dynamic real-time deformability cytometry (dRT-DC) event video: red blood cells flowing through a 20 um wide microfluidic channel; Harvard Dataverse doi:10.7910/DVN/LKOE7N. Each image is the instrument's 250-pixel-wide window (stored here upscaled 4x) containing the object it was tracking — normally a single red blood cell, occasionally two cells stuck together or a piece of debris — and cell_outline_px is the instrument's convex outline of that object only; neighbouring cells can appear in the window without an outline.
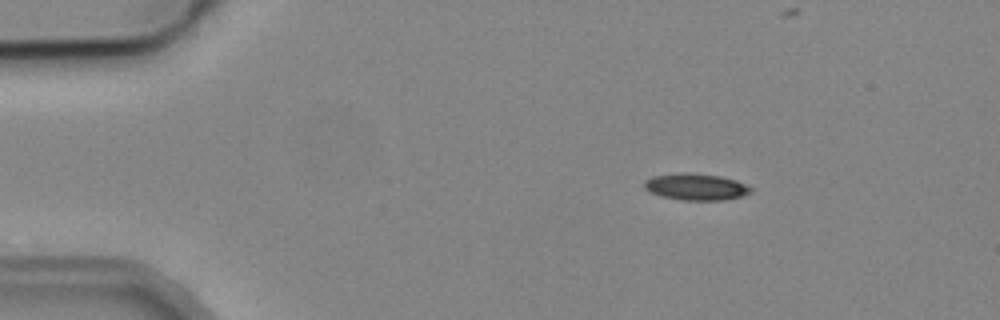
{"species": "common noctule bat (a hibernating species)", "species_latin": "Nyctalus noctula", "temperature_condition": "cold", "stored_images_in_passage": 4, "camera_frame_rate_fps": 3000, "um_per_image_px": 0.085, "animal": {"sex": "male", "body_mass_g": 19.2, "forearm_length_mm": 51.8}, "frame": {"image": 1, "passage_image": 2, "time_ms": 2.0, "image_size_px": [1000, 320], "cell_outline_px": [[752, 192], [740, 196], [724, 200], [680, 200], [660, 196], [648, 192], [644, 188], [644, 180], [652, 176], [720, 176], [736, 180], [752, 188]], "centroid_in_image_um": [59.16, 15.95], "position_along_channel_um": 25.8, "area_um2": 15.61}}